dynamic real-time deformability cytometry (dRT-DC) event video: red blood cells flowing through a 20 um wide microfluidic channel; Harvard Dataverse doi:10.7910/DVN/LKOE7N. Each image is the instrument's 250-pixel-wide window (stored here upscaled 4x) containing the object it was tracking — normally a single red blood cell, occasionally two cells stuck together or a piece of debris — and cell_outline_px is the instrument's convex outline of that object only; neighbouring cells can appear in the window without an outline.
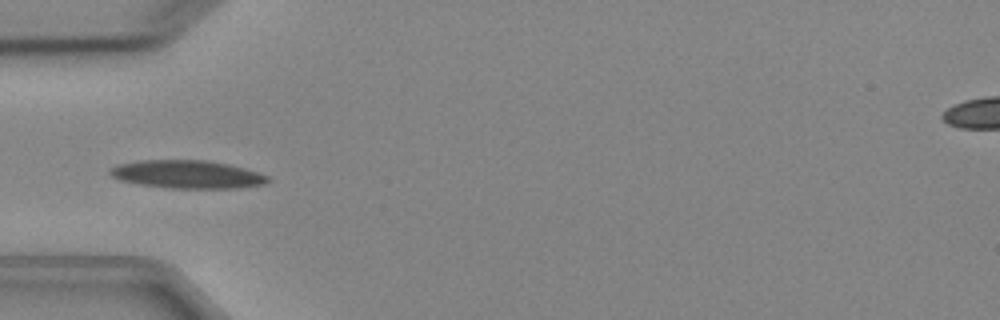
{"species": "Egyptian fruit bat (a non-hibernating species)", "species_latin": "Rousettus aegyptiacus", "temperature_condition": "cold", "stored_images_in_passage": 4, "camera_frame_rate_fps": 3000, "um_per_image_px": 0.085, "animal": {"sex": "female"}, "frame": {"image": 1, "passage_image": 4, "time_ms": 4.333, "image_size_px": [1000, 320], "cell_outline_px": [[272, 180], [264, 184], [236, 188], [168, 188], [136, 184], [120, 180], [112, 176], [108, 172], [108, 168], [116, 164], [140, 160], [204, 160], [228, 164], [244, 168], [268, 176]], "centroid_in_image_um": [15.86, 14.82], "position_along_channel_um": 69.1, "area_um2": 25.95}}